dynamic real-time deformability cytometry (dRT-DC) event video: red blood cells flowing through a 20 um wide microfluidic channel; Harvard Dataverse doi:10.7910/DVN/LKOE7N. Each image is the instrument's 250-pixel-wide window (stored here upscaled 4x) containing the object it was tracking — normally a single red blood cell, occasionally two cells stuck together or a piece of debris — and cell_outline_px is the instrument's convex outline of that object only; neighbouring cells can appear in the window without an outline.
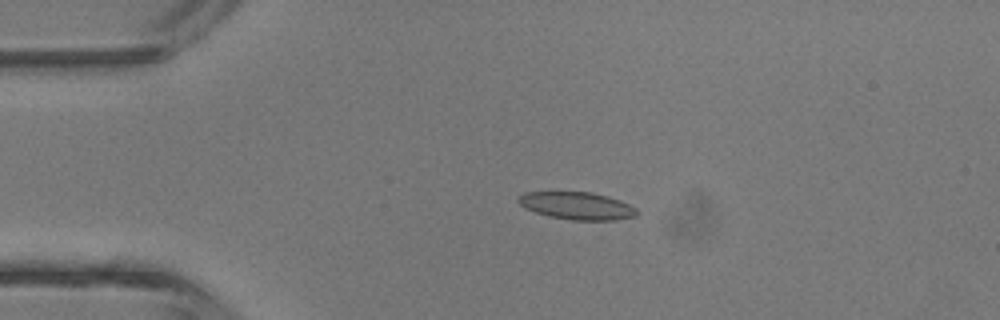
{"species": "common noctule bat (a hibernating species)", "species_latin": "Nyctalus noctula", "temperature_condition": "room temperature", "stored_images_in_passage": 3, "camera_frame_rate_fps": 3000, "um_per_image_px": 0.085, "animal": {"sex": "male", "body_mass_g": 13.3}, "frame": {"image": 1, "passage_image": 3, "time_ms": 2.333, "image_size_px": [1000, 320], "cell_outline_px": [[640, 212], [636, 216], [616, 220], [572, 220], [548, 216], [524, 208], [516, 200], [524, 192], [592, 192], [608, 196], [620, 200], [636, 208]], "centroid_in_image_um": [49.06, 17.49], "position_along_channel_um": 35.9, "area_um2": 19.07}}